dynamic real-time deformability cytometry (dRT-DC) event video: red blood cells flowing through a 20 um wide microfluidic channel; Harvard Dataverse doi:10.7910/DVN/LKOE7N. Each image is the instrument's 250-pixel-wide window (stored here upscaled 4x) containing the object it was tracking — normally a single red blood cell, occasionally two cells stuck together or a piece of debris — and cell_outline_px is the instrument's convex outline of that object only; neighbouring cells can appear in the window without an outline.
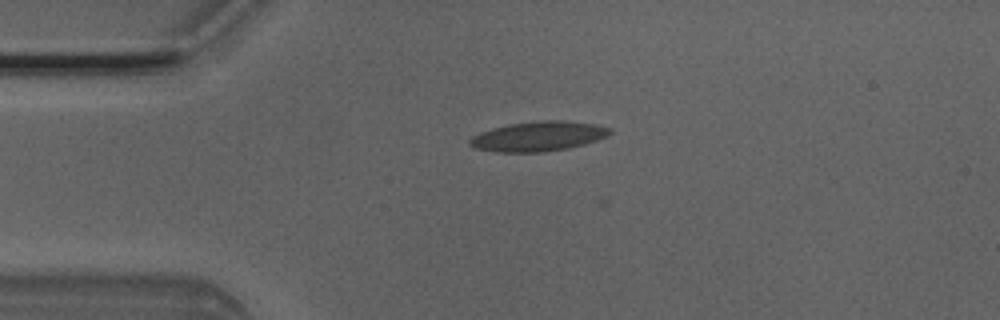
{"species": "Egyptian fruit bat (a non-hibernating species)", "species_latin": "Rousettus aegyptiacus", "temperature_condition": "room temperature", "stored_images_in_passage": 2, "camera_frame_rate_fps": 3000, "um_per_image_px": 0.085, "animal": {"sex": "male"}, "frame": {"image": 1, "passage_image": 1, "time_ms": 0.0, "image_size_px": [1000, 320], "cell_outline_px": [[612, 132], [608, 136], [584, 144], [568, 148], [544, 152], [496, 152], [476, 148], [468, 144], [468, 140], [472, 136], [480, 132], [492, 128], [508, 124], [540, 120], [564, 120], [596, 124], [612, 128]], "centroid_in_image_um": [45.76, 11.58], "position_along_channel_um": 39.2, "area_um2": 24.51}}